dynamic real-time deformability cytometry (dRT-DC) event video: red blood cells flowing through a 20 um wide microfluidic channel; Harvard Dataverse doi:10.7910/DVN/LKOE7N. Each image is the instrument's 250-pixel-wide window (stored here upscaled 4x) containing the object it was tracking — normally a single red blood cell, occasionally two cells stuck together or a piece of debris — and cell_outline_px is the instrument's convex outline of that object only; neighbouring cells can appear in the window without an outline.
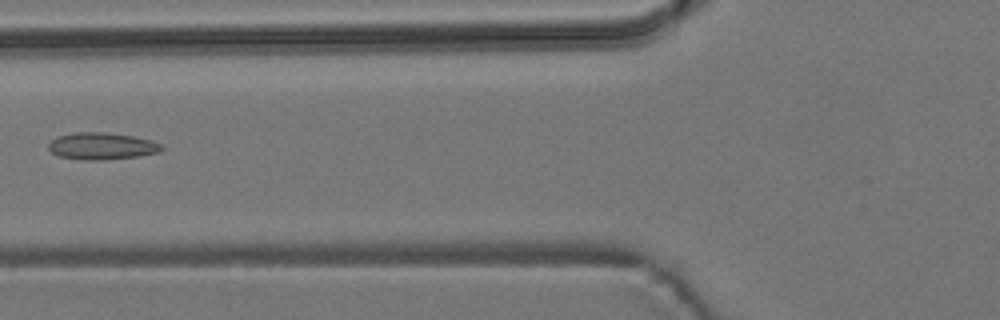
{"species": "common noctule bat (a hibernating species)", "species_latin": "Nyctalus noctula", "temperature_condition": "room temperature", "stored_images_in_passage": 6, "camera_frame_rate_fps": 3000, "um_per_image_px": 0.085, "animal": {"sex": "male", "body_mass_g": 19.2, "forearm_length_mm": 51.8}, "frame": {"image": 1, "passage_image": 6, "time_ms": 5.667, "image_size_px": [1000, 320], "cell_outline_px": [[164, 148], [160, 152], [140, 156], [104, 160], [84, 160], [60, 156], [52, 152], [48, 148], [48, 144], [56, 136], [72, 132], [104, 132], [132, 136], [152, 140], [164, 144]], "centroid_in_image_um": [8.69, 12.41], "position_along_channel_um": 117.1, "area_um2": 17.98}}